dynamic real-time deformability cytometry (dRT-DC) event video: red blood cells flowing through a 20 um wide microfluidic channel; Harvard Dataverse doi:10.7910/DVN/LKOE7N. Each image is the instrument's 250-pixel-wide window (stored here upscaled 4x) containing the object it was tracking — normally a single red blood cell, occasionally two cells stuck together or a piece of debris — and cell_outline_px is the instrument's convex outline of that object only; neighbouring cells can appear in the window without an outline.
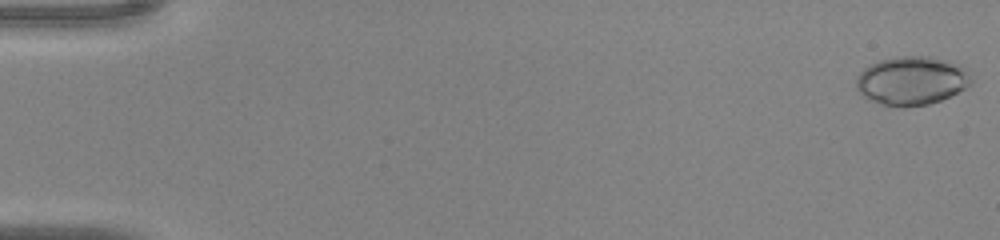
{"species": "common noctule bat (a hibernating species)", "species_latin": "Nyctalus noctula", "temperature_condition": "warm", "stored_images_in_passage": 45, "camera_frame_rate_fps": 3000, "um_per_image_px": 0.085, "animal": {"sex": "male", "body_mass_g": 20.0, "forearm_length_mm": 53.3}, "frame": {"image": 1, "passage_image": 1, "time_ms": 0.0, "image_size_px": [1000, 240], "cell_outline_px": [[972, 84], [940, 100], [928, 104], [908, 108], [904, 108], [880, 104], [864, 96], [856, 88], [856, 76], [864, 68], [880, 60], [896, 56], [932, 56], [948, 60], [960, 64], [968, 68], [972, 76]], "centroid_in_image_um": [77.52, 6.85], "position_along_channel_um": 7.5, "area_um2": 33.0}}
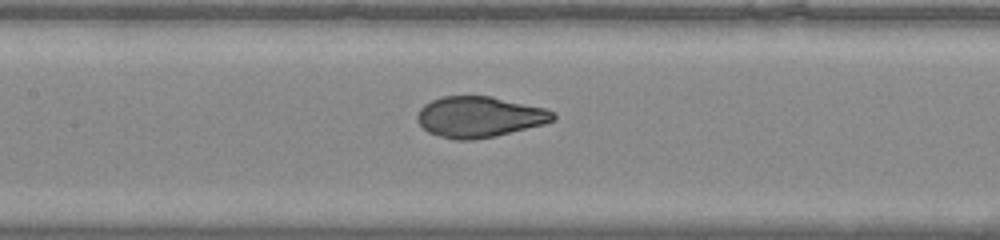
{"frame": {"image": 2, "passage_image": 22, "time_ms": 7.0, "image_size_px": [1000, 240], "cell_outline_px": [[556, 120], [544, 124], [496, 136], [472, 140], [456, 140], [440, 136], [428, 132], [416, 120], [416, 116], [420, 108], [424, 104], [440, 96], [492, 96], [544, 108], [552, 112], [556, 116]], "centroid_in_image_um": [40.73, 9.93], "position_along_channel_um": 166.7, "area_um2": 32.37}}
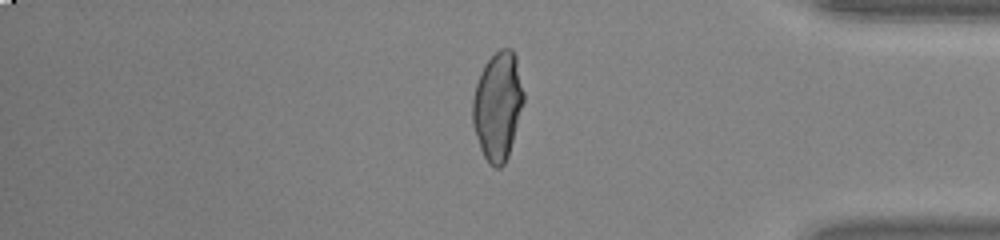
{"frame": {"image": 3, "passage_image": 38, "time_ms": 12.333, "image_size_px": [1000, 240], "cell_outline_px": [[524, 100], [508, 156], [504, 164], [500, 168], [496, 168], [488, 164], [480, 148], [472, 124], [472, 100], [476, 84], [480, 72], [484, 64], [500, 48], [512, 48], [516, 56], [524, 92]], "centroid_in_image_um": [42.3, 9.0], "position_along_channel_um": 392.9, "area_um2": 32.25}}